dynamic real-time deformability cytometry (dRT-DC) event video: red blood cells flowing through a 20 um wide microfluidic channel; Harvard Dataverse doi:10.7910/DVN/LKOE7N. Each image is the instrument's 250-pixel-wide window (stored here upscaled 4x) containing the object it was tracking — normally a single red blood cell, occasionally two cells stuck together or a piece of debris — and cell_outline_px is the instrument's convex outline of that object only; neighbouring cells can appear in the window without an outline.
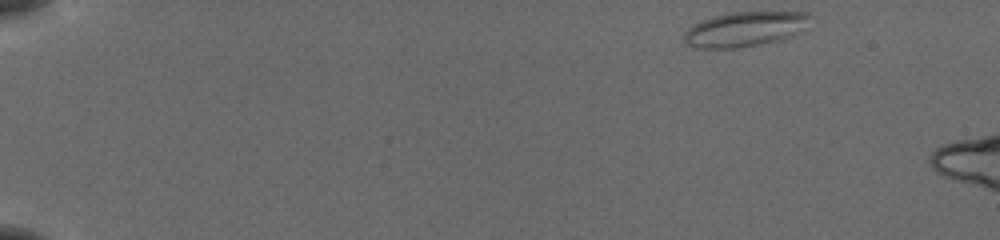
{"species": "common noctule bat (a hibernating species)", "species_latin": "Nyctalus noctula", "temperature_condition": "cold", "stored_images_in_passage": 6, "camera_frame_rate_fps": 3000, "um_per_image_px": 0.085, "animal": {"sex": "female", "body_mass_g": 19.5, "forearm_length_mm": 54.1}, "frame": {"image": 1, "passage_image": 1, "time_ms": 0.0, "image_size_px": [1000, 240], "cell_outline_px": [[816, 16], [808, 28], [804, 32], [792, 36], [776, 40], [736, 48], [696, 48], [684, 44], [684, 32], [688, 28], [704, 20], [716, 16], [732, 12], [808, 12]], "centroid_in_image_um": [63.44, 2.46], "position_along_channel_um": 21.6, "area_um2": 25.84}}